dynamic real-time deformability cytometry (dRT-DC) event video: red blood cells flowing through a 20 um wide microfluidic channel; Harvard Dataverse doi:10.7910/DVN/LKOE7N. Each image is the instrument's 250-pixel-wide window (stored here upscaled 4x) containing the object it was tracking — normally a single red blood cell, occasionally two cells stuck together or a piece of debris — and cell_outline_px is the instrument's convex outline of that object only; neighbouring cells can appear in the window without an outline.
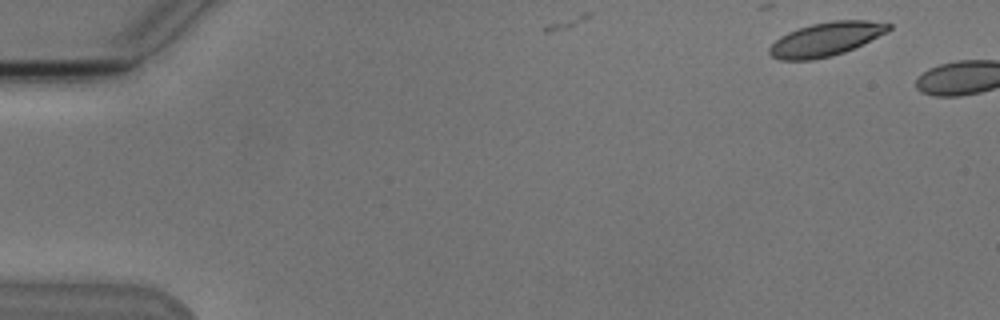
{"species": "Egyptian fruit bat (a non-hibernating species)", "species_latin": "Rousettus aegyptiacus", "temperature_condition": "cold", "stored_images_in_passage": 2, "camera_frame_rate_fps": 3000, "um_per_image_px": 0.085, "animal": {"sex": "male"}, "frame": {"image": 1, "passage_image": 1, "time_ms": 0.0, "image_size_px": [1000, 320], "cell_outline_px": [[892, 28], [888, 32], [844, 52], [832, 56], [812, 60], [780, 60], [772, 56], [768, 52], [768, 48], [780, 36], [788, 32], [812, 24], [832, 20], [868, 20], [892, 24]], "centroid_in_image_um": [70.21, 3.33], "position_along_channel_um": 14.8, "area_um2": 23.41}}